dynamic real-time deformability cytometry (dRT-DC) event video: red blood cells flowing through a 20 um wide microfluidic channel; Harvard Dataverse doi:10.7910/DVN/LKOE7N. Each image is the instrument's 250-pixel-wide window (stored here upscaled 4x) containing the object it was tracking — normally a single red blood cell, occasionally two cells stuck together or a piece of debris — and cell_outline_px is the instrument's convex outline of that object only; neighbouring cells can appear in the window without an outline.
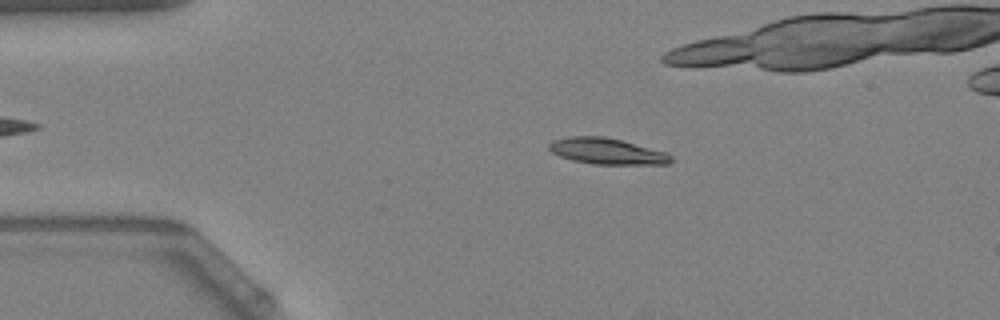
{"species": "Egyptian fruit bat (a non-hibernating species)", "species_latin": "Rousettus aegyptiacus", "temperature_condition": "warm", "stored_images_in_passage": 39, "camera_frame_rate_fps": 3000, "um_per_image_px": 0.085, "animal": {"sex": "female"}, "frame": {"image": 1, "passage_image": 4, "time_ms": 1.0, "image_size_px": [1000, 320], "cell_outline_px": [[672, 160], [668, 164], [596, 164], [572, 160], [560, 156], [552, 152], [548, 148], [548, 144], [556, 140], [568, 136], [604, 136], [620, 140], [664, 152], [672, 156]], "centroid_in_image_um": [51.56, 12.85], "position_along_channel_um": 33.4, "area_um2": 18.21}}
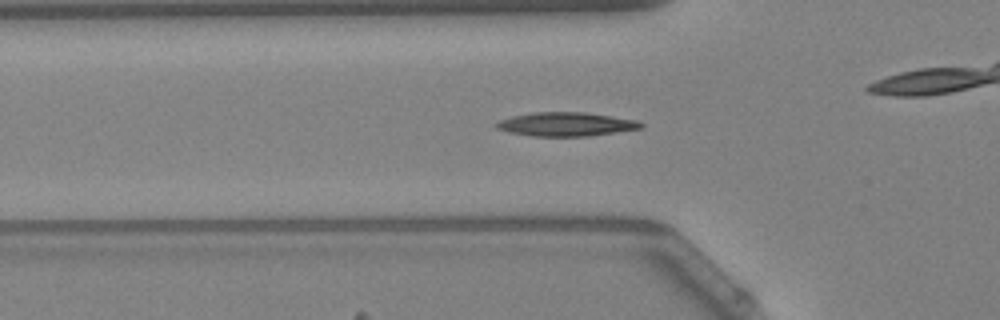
{"frame": {"image": 2, "passage_image": 11, "time_ms": 3.333, "image_size_px": [1000, 320], "cell_outline_px": [[644, 128], [588, 136], [532, 136], [512, 132], [496, 128], [496, 124], [500, 120], [512, 116], [532, 112], [584, 112], [612, 116], [636, 120], [644, 124]], "centroid_in_image_um": [48.15, 10.55], "position_along_channel_um": 77.7, "area_um2": 19.94}}
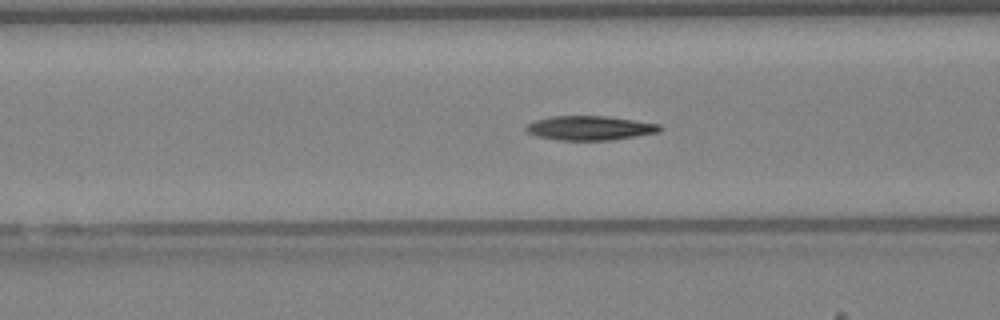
{"frame": {"image": 3, "passage_image": 14, "time_ms": 4.333, "image_size_px": [1000, 320], "cell_outline_px": [[664, 128], [660, 132], [636, 136], [608, 140], [560, 140], [536, 136], [528, 132], [524, 128], [528, 124], [536, 120], [552, 116], [604, 116], [660, 124]], "centroid_in_image_um": [50.15, 10.88], "position_along_channel_um": 116.4, "area_um2": 18.79}, "authors_computed_cell_mechanics": {"area_um2": 18.8428, "velocity_mm_per_s": 3.8331, "shape_relaxation_time_tau1_ms": 8.5413, "shape_relaxation_time_tau2_ms": null, "deformation_change_tau1": 0.1987, "deformation_change_tau2": null}}